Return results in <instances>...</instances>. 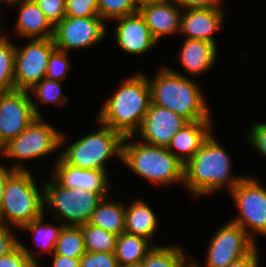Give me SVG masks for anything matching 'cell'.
<instances>
[{
    "mask_svg": "<svg viewBox=\"0 0 266 267\" xmlns=\"http://www.w3.org/2000/svg\"><path fill=\"white\" fill-rule=\"evenodd\" d=\"M110 96L98 113L97 120L123 137L140 129L151 104V91L146 75L136 73Z\"/></svg>",
    "mask_w": 266,
    "mask_h": 267,
    "instance_id": "1",
    "label": "cell"
},
{
    "mask_svg": "<svg viewBox=\"0 0 266 267\" xmlns=\"http://www.w3.org/2000/svg\"><path fill=\"white\" fill-rule=\"evenodd\" d=\"M230 155L213 134L184 165V184L192 195L202 196L229 187L230 192L244 178L230 175Z\"/></svg>",
    "mask_w": 266,
    "mask_h": 267,
    "instance_id": "2",
    "label": "cell"
},
{
    "mask_svg": "<svg viewBox=\"0 0 266 267\" xmlns=\"http://www.w3.org/2000/svg\"><path fill=\"white\" fill-rule=\"evenodd\" d=\"M151 104L169 109L188 121L211 120L210 111L199 86L181 73L161 68L155 78L147 77Z\"/></svg>",
    "mask_w": 266,
    "mask_h": 267,
    "instance_id": "3",
    "label": "cell"
},
{
    "mask_svg": "<svg viewBox=\"0 0 266 267\" xmlns=\"http://www.w3.org/2000/svg\"><path fill=\"white\" fill-rule=\"evenodd\" d=\"M134 136L124 137L122 162L138 176L159 185L184 182V165L167 149L142 141L126 143Z\"/></svg>",
    "mask_w": 266,
    "mask_h": 267,
    "instance_id": "4",
    "label": "cell"
},
{
    "mask_svg": "<svg viewBox=\"0 0 266 267\" xmlns=\"http://www.w3.org/2000/svg\"><path fill=\"white\" fill-rule=\"evenodd\" d=\"M29 170H16L7 180L0 206V222L22 228L44 213L43 190Z\"/></svg>",
    "mask_w": 266,
    "mask_h": 267,
    "instance_id": "5",
    "label": "cell"
},
{
    "mask_svg": "<svg viewBox=\"0 0 266 267\" xmlns=\"http://www.w3.org/2000/svg\"><path fill=\"white\" fill-rule=\"evenodd\" d=\"M97 122L101 124L97 131L79 138L59 155L67 164L106 171L105 161L112 155L122 159L124 137L109 126Z\"/></svg>",
    "mask_w": 266,
    "mask_h": 267,
    "instance_id": "6",
    "label": "cell"
},
{
    "mask_svg": "<svg viewBox=\"0 0 266 267\" xmlns=\"http://www.w3.org/2000/svg\"><path fill=\"white\" fill-rule=\"evenodd\" d=\"M55 182L43 184V204L48 206L58 217H63L65 226L87 224L104 198L101 194L78 188H68Z\"/></svg>",
    "mask_w": 266,
    "mask_h": 267,
    "instance_id": "7",
    "label": "cell"
},
{
    "mask_svg": "<svg viewBox=\"0 0 266 267\" xmlns=\"http://www.w3.org/2000/svg\"><path fill=\"white\" fill-rule=\"evenodd\" d=\"M64 140L65 135L45 122L43 117H37L17 137L3 145L0 154L19 160L40 158L54 152Z\"/></svg>",
    "mask_w": 266,
    "mask_h": 267,
    "instance_id": "8",
    "label": "cell"
},
{
    "mask_svg": "<svg viewBox=\"0 0 266 267\" xmlns=\"http://www.w3.org/2000/svg\"><path fill=\"white\" fill-rule=\"evenodd\" d=\"M230 194L240 214L231 221L241 226L254 242L255 233L266 236V189L256 179L245 176Z\"/></svg>",
    "mask_w": 266,
    "mask_h": 267,
    "instance_id": "9",
    "label": "cell"
},
{
    "mask_svg": "<svg viewBox=\"0 0 266 267\" xmlns=\"http://www.w3.org/2000/svg\"><path fill=\"white\" fill-rule=\"evenodd\" d=\"M27 90L0 93V148L42 117Z\"/></svg>",
    "mask_w": 266,
    "mask_h": 267,
    "instance_id": "10",
    "label": "cell"
},
{
    "mask_svg": "<svg viewBox=\"0 0 266 267\" xmlns=\"http://www.w3.org/2000/svg\"><path fill=\"white\" fill-rule=\"evenodd\" d=\"M56 48L53 38L31 39L23 48L15 45L16 90H30L46 77L49 56Z\"/></svg>",
    "mask_w": 266,
    "mask_h": 267,
    "instance_id": "11",
    "label": "cell"
},
{
    "mask_svg": "<svg viewBox=\"0 0 266 267\" xmlns=\"http://www.w3.org/2000/svg\"><path fill=\"white\" fill-rule=\"evenodd\" d=\"M209 244L205 267H226L256 247L246 231L232 221L219 228Z\"/></svg>",
    "mask_w": 266,
    "mask_h": 267,
    "instance_id": "12",
    "label": "cell"
},
{
    "mask_svg": "<svg viewBox=\"0 0 266 267\" xmlns=\"http://www.w3.org/2000/svg\"><path fill=\"white\" fill-rule=\"evenodd\" d=\"M106 35L105 21L100 16H65L55 27L53 40L57 49L68 51L87 48L101 42Z\"/></svg>",
    "mask_w": 266,
    "mask_h": 267,
    "instance_id": "13",
    "label": "cell"
},
{
    "mask_svg": "<svg viewBox=\"0 0 266 267\" xmlns=\"http://www.w3.org/2000/svg\"><path fill=\"white\" fill-rule=\"evenodd\" d=\"M188 122L169 109L150 104L138 133L147 144L168 147L171 139Z\"/></svg>",
    "mask_w": 266,
    "mask_h": 267,
    "instance_id": "14",
    "label": "cell"
},
{
    "mask_svg": "<svg viewBox=\"0 0 266 267\" xmlns=\"http://www.w3.org/2000/svg\"><path fill=\"white\" fill-rule=\"evenodd\" d=\"M115 20L119 23H117L114 37L120 49L125 53L132 56L142 55L158 43L139 11Z\"/></svg>",
    "mask_w": 266,
    "mask_h": 267,
    "instance_id": "15",
    "label": "cell"
},
{
    "mask_svg": "<svg viewBox=\"0 0 266 267\" xmlns=\"http://www.w3.org/2000/svg\"><path fill=\"white\" fill-rule=\"evenodd\" d=\"M54 167L53 179L60 185L68 188H80L82 190L101 194L108 197L110 183L107 179V171L96 169H82L67 164L60 156Z\"/></svg>",
    "mask_w": 266,
    "mask_h": 267,
    "instance_id": "16",
    "label": "cell"
},
{
    "mask_svg": "<svg viewBox=\"0 0 266 267\" xmlns=\"http://www.w3.org/2000/svg\"><path fill=\"white\" fill-rule=\"evenodd\" d=\"M223 20L222 8L184 9L180 33L186 35V39H199L216 44L213 34L221 27Z\"/></svg>",
    "mask_w": 266,
    "mask_h": 267,
    "instance_id": "17",
    "label": "cell"
},
{
    "mask_svg": "<svg viewBox=\"0 0 266 267\" xmlns=\"http://www.w3.org/2000/svg\"><path fill=\"white\" fill-rule=\"evenodd\" d=\"M179 8L181 9L175 0H163L139 9L157 42L165 35L180 33L182 12Z\"/></svg>",
    "mask_w": 266,
    "mask_h": 267,
    "instance_id": "18",
    "label": "cell"
},
{
    "mask_svg": "<svg viewBox=\"0 0 266 267\" xmlns=\"http://www.w3.org/2000/svg\"><path fill=\"white\" fill-rule=\"evenodd\" d=\"M211 125L212 120L189 121L171 139L167 149L185 165L212 134Z\"/></svg>",
    "mask_w": 266,
    "mask_h": 267,
    "instance_id": "19",
    "label": "cell"
},
{
    "mask_svg": "<svg viewBox=\"0 0 266 267\" xmlns=\"http://www.w3.org/2000/svg\"><path fill=\"white\" fill-rule=\"evenodd\" d=\"M18 5L19 14L16 22V32L25 38H53L54 27L46 19L35 0H22Z\"/></svg>",
    "mask_w": 266,
    "mask_h": 267,
    "instance_id": "20",
    "label": "cell"
},
{
    "mask_svg": "<svg viewBox=\"0 0 266 267\" xmlns=\"http://www.w3.org/2000/svg\"><path fill=\"white\" fill-rule=\"evenodd\" d=\"M180 50L182 66L190 75H197L213 66L217 57V45L205 40L185 39Z\"/></svg>",
    "mask_w": 266,
    "mask_h": 267,
    "instance_id": "21",
    "label": "cell"
},
{
    "mask_svg": "<svg viewBox=\"0 0 266 267\" xmlns=\"http://www.w3.org/2000/svg\"><path fill=\"white\" fill-rule=\"evenodd\" d=\"M149 243H152V240L149 241L144 237L127 232L121 233L117 238L114 250L119 266L138 267L154 248Z\"/></svg>",
    "mask_w": 266,
    "mask_h": 267,
    "instance_id": "22",
    "label": "cell"
},
{
    "mask_svg": "<svg viewBox=\"0 0 266 267\" xmlns=\"http://www.w3.org/2000/svg\"><path fill=\"white\" fill-rule=\"evenodd\" d=\"M155 212L142 200H137L126 207L125 232L150 240L158 228Z\"/></svg>",
    "mask_w": 266,
    "mask_h": 267,
    "instance_id": "23",
    "label": "cell"
},
{
    "mask_svg": "<svg viewBox=\"0 0 266 267\" xmlns=\"http://www.w3.org/2000/svg\"><path fill=\"white\" fill-rule=\"evenodd\" d=\"M107 199L98 204L88 223L119 236L125 232L126 207Z\"/></svg>",
    "mask_w": 266,
    "mask_h": 267,
    "instance_id": "24",
    "label": "cell"
},
{
    "mask_svg": "<svg viewBox=\"0 0 266 267\" xmlns=\"http://www.w3.org/2000/svg\"><path fill=\"white\" fill-rule=\"evenodd\" d=\"M180 246H154L138 267H184L186 255Z\"/></svg>",
    "mask_w": 266,
    "mask_h": 267,
    "instance_id": "25",
    "label": "cell"
},
{
    "mask_svg": "<svg viewBox=\"0 0 266 267\" xmlns=\"http://www.w3.org/2000/svg\"><path fill=\"white\" fill-rule=\"evenodd\" d=\"M86 253L84 235L80 226H64L56 242L53 255L81 258Z\"/></svg>",
    "mask_w": 266,
    "mask_h": 267,
    "instance_id": "26",
    "label": "cell"
},
{
    "mask_svg": "<svg viewBox=\"0 0 266 267\" xmlns=\"http://www.w3.org/2000/svg\"><path fill=\"white\" fill-rule=\"evenodd\" d=\"M44 214H42L40 217L35 218L32 220L29 224L23 226L21 229L25 231H29L32 233V235L35 237V243H40V253L42 252H52L55 251L56 242L60 236L61 230L65 226L64 224H61L59 226H49L43 223V217ZM44 224V225H43ZM46 225V226H45ZM45 226V227H44Z\"/></svg>",
    "mask_w": 266,
    "mask_h": 267,
    "instance_id": "27",
    "label": "cell"
},
{
    "mask_svg": "<svg viewBox=\"0 0 266 267\" xmlns=\"http://www.w3.org/2000/svg\"><path fill=\"white\" fill-rule=\"evenodd\" d=\"M86 252H114L118 235L92 224L80 225Z\"/></svg>",
    "mask_w": 266,
    "mask_h": 267,
    "instance_id": "28",
    "label": "cell"
},
{
    "mask_svg": "<svg viewBox=\"0 0 266 267\" xmlns=\"http://www.w3.org/2000/svg\"><path fill=\"white\" fill-rule=\"evenodd\" d=\"M15 45L9 39L0 41V93L15 90Z\"/></svg>",
    "mask_w": 266,
    "mask_h": 267,
    "instance_id": "29",
    "label": "cell"
},
{
    "mask_svg": "<svg viewBox=\"0 0 266 267\" xmlns=\"http://www.w3.org/2000/svg\"><path fill=\"white\" fill-rule=\"evenodd\" d=\"M61 88L60 81L51 80L45 77L28 91L29 93L35 94L37 101L62 106L68 100L66 95L61 92Z\"/></svg>",
    "mask_w": 266,
    "mask_h": 267,
    "instance_id": "30",
    "label": "cell"
},
{
    "mask_svg": "<svg viewBox=\"0 0 266 267\" xmlns=\"http://www.w3.org/2000/svg\"><path fill=\"white\" fill-rule=\"evenodd\" d=\"M138 11L134 0H98V15L104 21L115 20Z\"/></svg>",
    "mask_w": 266,
    "mask_h": 267,
    "instance_id": "31",
    "label": "cell"
},
{
    "mask_svg": "<svg viewBox=\"0 0 266 267\" xmlns=\"http://www.w3.org/2000/svg\"><path fill=\"white\" fill-rule=\"evenodd\" d=\"M29 251L19 242L11 252L0 258V267H40Z\"/></svg>",
    "mask_w": 266,
    "mask_h": 267,
    "instance_id": "32",
    "label": "cell"
},
{
    "mask_svg": "<svg viewBox=\"0 0 266 267\" xmlns=\"http://www.w3.org/2000/svg\"><path fill=\"white\" fill-rule=\"evenodd\" d=\"M70 61L67 52L55 48L48 59L46 78L62 81L70 69Z\"/></svg>",
    "mask_w": 266,
    "mask_h": 267,
    "instance_id": "33",
    "label": "cell"
},
{
    "mask_svg": "<svg viewBox=\"0 0 266 267\" xmlns=\"http://www.w3.org/2000/svg\"><path fill=\"white\" fill-rule=\"evenodd\" d=\"M35 2L53 27L66 16V0H35Z\"/></svg>",
    "mask_w": 266,
    "mask_h": 267,
    "instance_id": "34",
    "label": "cell"
},
{
    "mask_svg": "<svg viewBox=\"0 0 266 267\" xmlns=\"http://www.w3.org/2000/svg\"><path fill=\"white\" fill-rule=\"evenodd\" d=\"M66 16L93 17L98 15V0H66Z\"/></svg>",
    "mask_w": 266,
    "mask_h": 267,
    "instance_id": "35",
    "label": "cell"
},
{
    "mask_svg": "<svg viewBox=\"0 0 266 267\" xmlns=\"http://www.w3.org/2000/svg\"><path fill=\"white\" fill-rule=\"evenodd\" d=\"M79 267H120L114 252H86Z\"/></svg>",
    "mask_w": 266,
    "mask_h": 267,
    "instance_id": "36",
    "label": "cell"
},
{
    "mask_svg": "<svg viewBox=\"0 0 266 267\" xmlns=\"http://www.w3.org/2000/svg\"><path fill=\"white\" fill-rule=\"evenodd\" d=\"M247 136V140L258 152L266 157V123L259 122L253 124Z\"/></svg>",
    "mask_w": 266,
    "mask_h": 267,
    "instance_id": "37",
    "label": "cell"
},
{
    "mask_svg": "<svg viewBox=\"0 0 266 267\" xmlns=\"http://www.w3.org/2000/svg\"><path fill=\"white\" fill-rule=\"evenodd\" d=\"M11 233L10 226L0 222V258L7 255L19 244V240Z\"/></svg>",
    "mask_w": 266,
    "mask_h": 267,
    "instance_id": "38",
    "label": "cell"
},
{
    "mask_svg": "<svg viewBox=\"0 0 266 267\" xmlns=\"http://www.w3.org/2000/svg\"><path fill=\"white\" fill-rule=\"evenodd\" d=\"M222 0H175V2L182 7V12L186 9L196 8H220L219 4Z\"/></svg>",
    "mask_w": 266,
    "mask_h": 267,
    "instance_id": "39",
    "label": "cell"
},
{
    "mask_svg": "<svg viewBox=\"0 0 266 267\" xmlns=\"http://www.w3.org/2000/svg\"><path fill=\"white\" fill-rule=\"evenodd\" d=\"M16 170H27V168H24L20 162L13 165L11 169H8L4 166H0V206L3 199L7 180Z\"/></svg>",
    "mask_w": 266,
    "mask_h": 267,
    "instance_id": "40",
    "label": "cell"
},
{
    "mask_svg": "<svg viewBox=\"0 0 266 267\" xmlns=\"http://www.w3.org/2000/svg\"><path fill=\"white\" fill-rule=\"evenodd\" d=\"M259 259L256 247L241 259L228 264L226 267H258Z\"/></svg>",
    "mask_w": 266,
    "mask_h": 267,
    "instance_id": "41",
    "label": "cell"
},
{
    "mask_svg": "<svg viewBox=\"0 0 266 267\" xmlns=\"http://www.w3.org/2000/svg\"><path fill=\"white\" fill-rule=\"evenodd\" d=\"M79 266H80V258L53 255L52 267H79Z\"/></svg>",
    "mask_w": 266,
    "mask_h": 267,
    "instance_id": "42",
    "label": "cell"
},
{
    "mask_svg": "<svg viewBox=\"0 0 266 267\" xmlns=\"http://www.w3.org/2000/svg\"><path fill=\"white\" fill-rule=\"evenodd\" d=\"M163 0H134L135 5L140 9L142 6L148 5V4H153V3H158Z\"/></svg>",
    "mask_w": 266,
    "mask_h": 267,
    "instance_id": "43",
    "label": "cell"
},
{
    "mask_svg": "<svg viewBox=\"0 0 266 267\" xmlns=\"http://www.w3.org/2000/svg\"><path fill=\"white\" fill-rule=\"evenodd\" d=\"M22 0H0V3L2 2H6L7 4H16V3H20Z\"/></svg>",
    "mask_w": 266,
    "mask_h": 267,
    "instance_id": "44",
    "label": "cell"
},
{
    "mask_svg": "<svg viewBox=\"0 0 266 267\" xmlns=\"http://www.w3.org/2000/svg\"><path fill=\"white\" fill-rule=\"evenodd\" d=\"M184 267H201V266H199V264H196L194 262L193 263H191V262L189 263L188 262V264L186 263Z\"/></svg>",
    "mask_w": 266,
    "mask_h": 267,
    "instance_id": "45",
    "label": "cell"
},
{
    "mask_svg": "<svg viewBox=\"0 0 266 267\" xmlns=\"http://www.w3.org/2000/svg\"><path fill=\"white\" fill-rule=\"evenodd\" d=\"M0 23H1V22H0ZM1 27H2V26H1V24H0V41H2V40H4V39L7 38V37H5V36L2 35V33H1V32H2V31H1V30H2Z\"/></svg>",
    "mask_w": 266,
    "mask_h": 267,
    "instance_id": "46",
    "label": "cell"
}]
</instances>
